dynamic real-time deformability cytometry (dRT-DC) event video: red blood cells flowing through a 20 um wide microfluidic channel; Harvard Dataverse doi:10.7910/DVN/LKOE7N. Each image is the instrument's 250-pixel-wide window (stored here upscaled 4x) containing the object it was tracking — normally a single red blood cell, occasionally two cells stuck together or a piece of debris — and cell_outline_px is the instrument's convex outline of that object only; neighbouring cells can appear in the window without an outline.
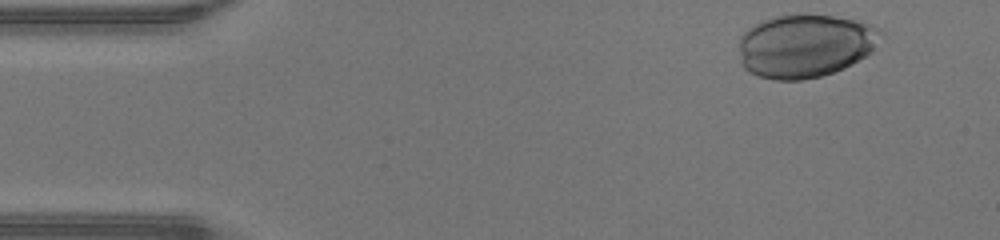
{"species": "human", "species_latin": "Homo sapiens", "temperature_condition": "warm", "stored_images_in_passage": 35, "camera_frame_rate_fps": 3000, "um_per_image_px": 0.085, "donor": {"sex": "male"}, "frame": {"image": 1, "passage_image": 1, "time_ms": 0.0, "image_size_px": [1000, 240], "cell_outline_px": [[884, 32], [872, 52], [852, 64], [844, 68], [820, 76], [804, 80], [772, 80], [748, 72], [744, 68], [740, 60], [740, 36], [748, 28], [764, 20], [776, 16], [832, 16], [852, 20], [868, 24]], "centroid_in_image_um": [68.43, 3.93], "position_along_channel_um": 16.6, "area_um2": 51.85}}
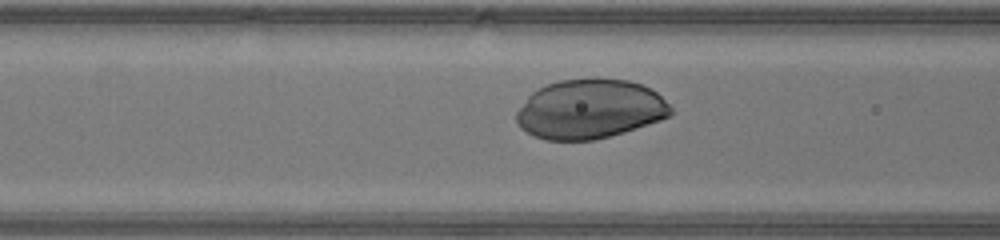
{"frame": {"image": 2, "passage_image": 15, "time_ms": 4.667, "image_size_px": [1000, 240], "cell_outline_px": [[676, 112], [672, 116], [624, 132], [596, 140], [544, 140], [532, 136], [520, 128], [516, 120], [516, 112], [528, 96], [532, 92], [548, 84], [560, 80], [592, 76], [596, 76], [628, 80], [640, 84], [656, 92]], "centroid_in_image_um": [50.14, 9.26], "position_along_channel_um": 116.5, "area_um2": 54.1}}
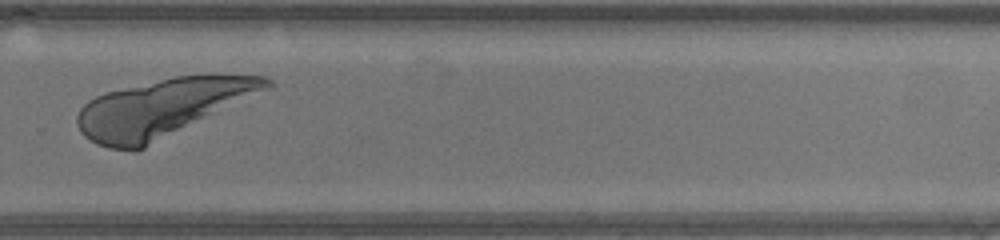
{"frame": {"image": 3, "passage_image": 29, "time_ms": 9.333, "image_size_px": [1000, 240], "cell_outline_px": [[272, 84], [268, 88], [136, 152], [108, 148], [96, 144], [84, 136], [80, 132], [76, 124], [76, 116], [80, 108], [88, 100], [96, 96], [108, 92], [176, 76], [264, 76], [272, 80]], "centroid_in_image_um": [13.67, 9.22], "position_along_channel_um": 316.1, "area_um2": 62.48}}